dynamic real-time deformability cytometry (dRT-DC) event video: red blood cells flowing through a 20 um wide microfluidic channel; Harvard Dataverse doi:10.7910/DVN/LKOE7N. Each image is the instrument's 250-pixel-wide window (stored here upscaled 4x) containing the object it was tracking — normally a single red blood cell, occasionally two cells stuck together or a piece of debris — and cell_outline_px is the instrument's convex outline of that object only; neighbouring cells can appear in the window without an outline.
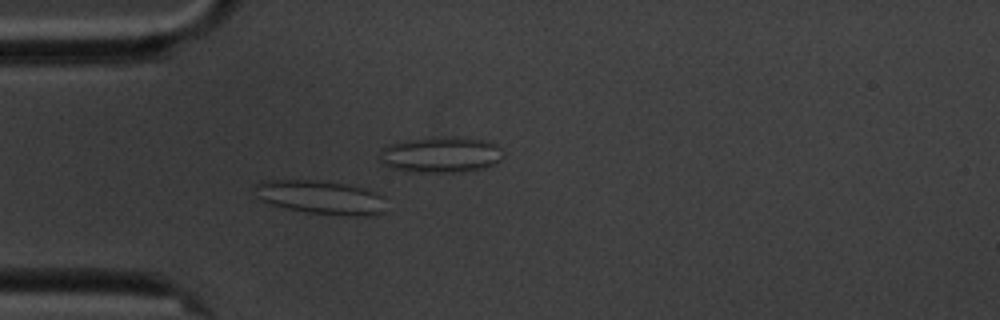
{"species": "common noctule bat (a hibernating species)", "species_latin": "Nyctalus noctula", "temperature_condition": "cold", "stored_images_in_passage": 7, "camera_frame_rate_fps": 3000, "um_per_image_px": 0.085, "animal": {"sex": "male", "body_mass_g": 20.1, "forearm_length_mm": 53.5}, "frame": {"image": 1, "passage_image": 4, "time_ms": 3.667, "image_size_px": [1000, 320], "cell_outline_px": [[384, 212], [368, 216], [356, 216], [304, 212], [268, 204], [256, 200], [252, 184], [260, 180], [316, 180], [344, 184], [376, 192], [384, 196]], "centroid_in_image_um": [27.15, 16.77], "position_along_channel_um": 57.9, "area_um2": 26.18}}
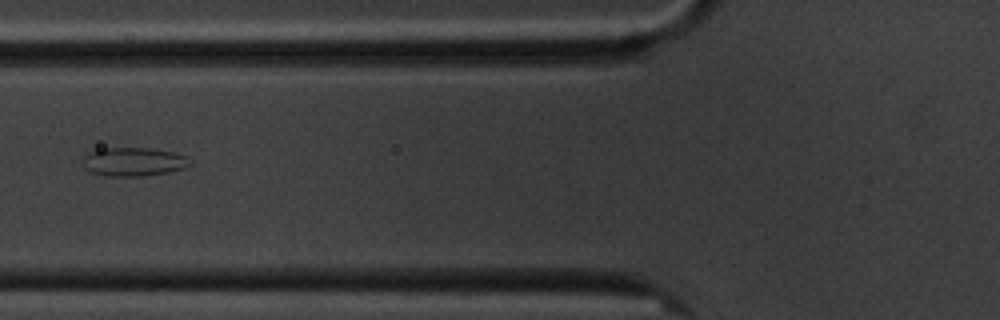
{"frame": {"image": 2, "passage_image": 6, "time_ms": 6.0, "image_size_px": [1000, 320], "cell_outline_px": [[192, 164], [184, 168], [168, 172], [144, 176], [108, 176], [92, 172], [84, 168], [84, 156], [100, 148], [152, 148], [172, 152], [188, 156], [192, 160]], "centroid_in_image_um": [11.41, 13.75], "position_along_channel_um": 114.4, "area_um2": 17.92}}
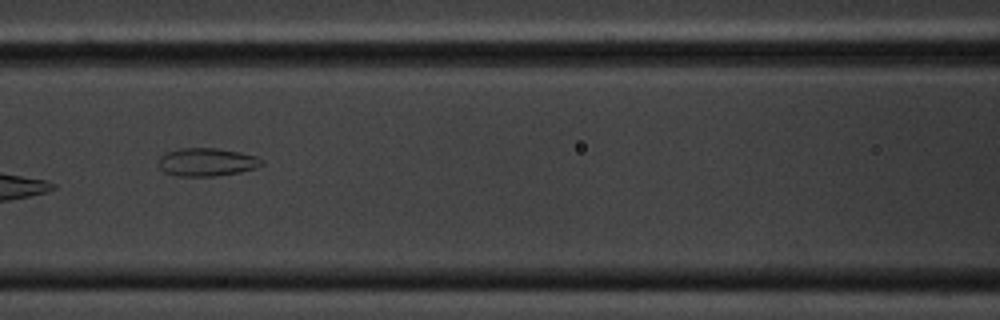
{"frame": {"image": 3, "passage_image": 7, "time_ms": 7.0, "image_size_px": [1000, 320], "cell_outline_px": [[264, 164], [256, 168], [240, 172], [216, 176], [176, 176], [164, 172], [160, 168], [160, 156], [168, 152], [180, 148], [216, 148], [240, 152], [256, 156], [264, 160]], "centroid_in_image_um": [17.61, 13.78], "position_along_channel_um": 149.0, "area_um2": 16.94}}